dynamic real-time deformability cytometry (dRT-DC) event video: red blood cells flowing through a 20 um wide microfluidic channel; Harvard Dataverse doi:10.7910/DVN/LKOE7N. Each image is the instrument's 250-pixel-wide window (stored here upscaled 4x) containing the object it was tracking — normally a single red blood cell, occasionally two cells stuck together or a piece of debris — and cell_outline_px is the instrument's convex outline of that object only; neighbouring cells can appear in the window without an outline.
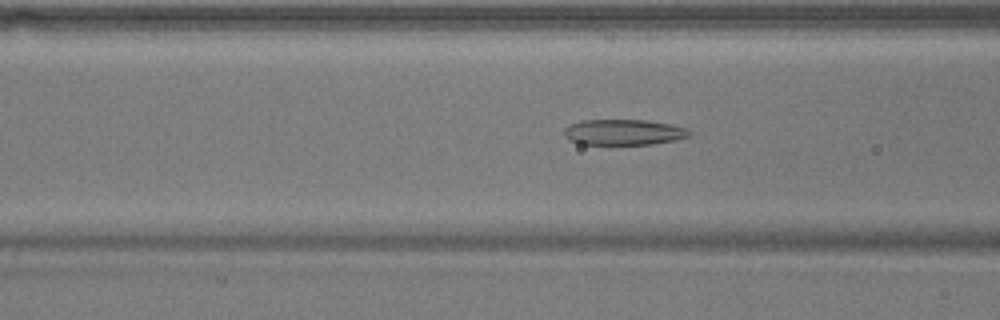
{"species": "common noctule bat (a hibernating species)", "species_latin": "Nyctalus noctula", "temperature_condition": "warm", "stored_images_in_passage": 38, "camera_frame_rate_fps": 3000, "um_per_image_px": 0.085, "animal": {"sex": "male", "body_mass_g": 17.9}, "frame": {"image": 1, "passage_image": 17, "time_ms": 5.333, "image_size_px": [1000, 320], "cell_outline_px": [[692, 132], [688, 136], [672, 140], [652, 144], [580, 144], [568, 140], [564, 136], [564, 128], [580, 120], [644, 120], [672, 124], [688, 128]], "centroid_in_image_um": [52.99, 11.23], "position_along_channel_um": 113.6, "area_um2": 18.73}}